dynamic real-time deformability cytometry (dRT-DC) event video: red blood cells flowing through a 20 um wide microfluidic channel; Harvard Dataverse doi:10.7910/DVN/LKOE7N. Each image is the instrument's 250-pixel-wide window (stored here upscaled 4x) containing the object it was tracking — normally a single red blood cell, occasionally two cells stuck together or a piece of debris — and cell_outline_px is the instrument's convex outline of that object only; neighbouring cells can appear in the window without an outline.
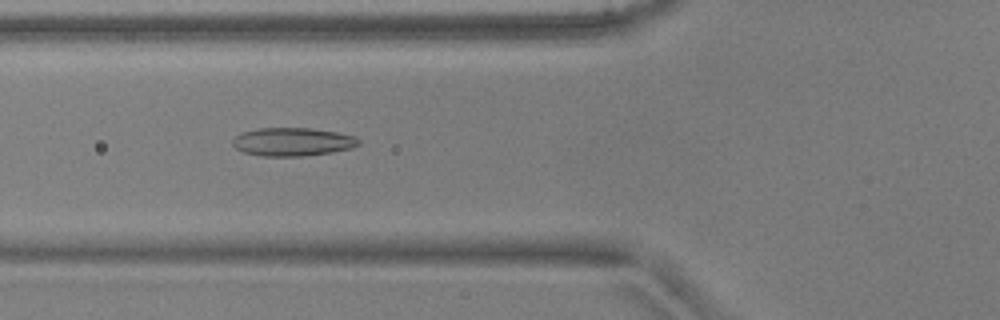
{"species": "common noctule bat (a hibernating species)", "species_latin": "Nyctalus noctula", "temperature_condition": "warm", "stored_images_in_passage": 42, "camera_frame_rate_fps": 3000, "um_per_image_px": 0.085, "animal": {"sex": "male", "body_mass_g": 17.9, "forearm_length_mm": 54.2}, "frame": {"image": 1, "passage_image": 13, "time_ms": 4.0, "image_size_px": [1000, 320], "cell_outline_px": [[360, 144], [352, 148], [332, 152], [304, 156], [264, 156], [244, 152], [236, 148], [232, 144], [232, 140], [240, 132], [260, 128], [308, 128], [336, 132], [356, 136], [360, 140]], "centroid_in_image_um": [24.88, 12.05], "position_along_channel_um": 100.9, "area_um2": 20.81}}
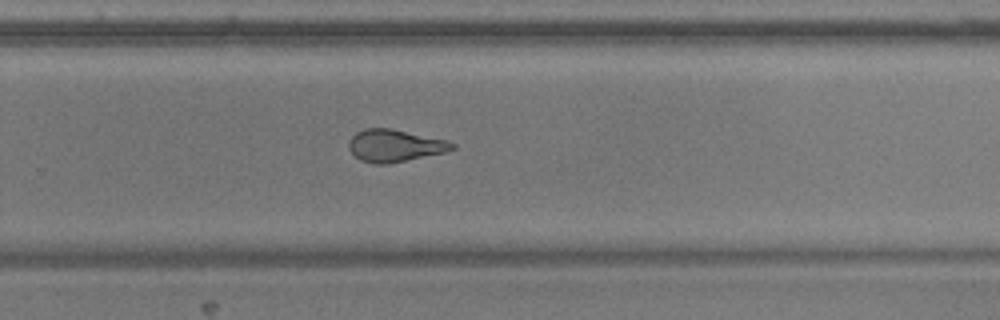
{"frame": {"image": 2, "passage_image": 28, "time_ms": 9.0, "image_size_px": [1000, 320], "cell_outline_px": [[456, 148], [448, 152], [388, 164], [376, 164], [360, 160], [348, 148], [348, 140], [356, 132], [364, 128], [388, 128], [448, 140], [456, 144]], "centroid_in_image_um": [33.58, 12.38], "position_along_channel_um": 296.2, "area_um2": 19.59}}
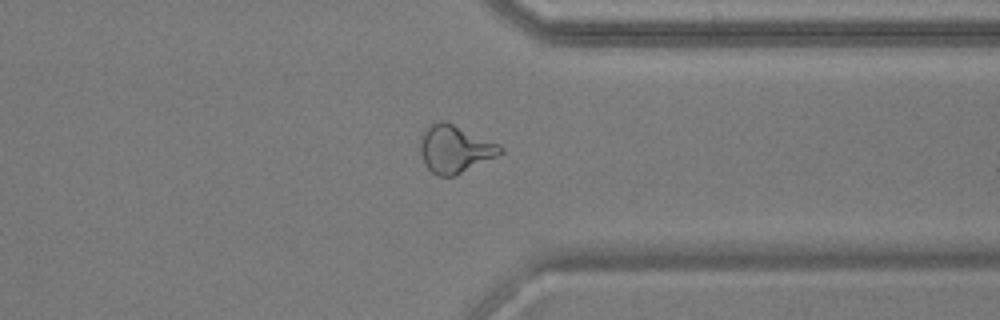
{"frame": {"image": 3, "passage_image": 34, "time_ms": 11.0, "image_size_px": [1000, 320], "cell_outline_px": [[504, 152], [456, 176], [440, 176], [432, 172], [424, 164], [420, 152], [420, 140], [424, 132], [432, 124], [440, 120], [444, 120], [500, 144], [504, 148]], "centroid_in_image_um": [38.68, 12.67], "position_along_channel_um": 372.7, "area_um2": 22.08}}